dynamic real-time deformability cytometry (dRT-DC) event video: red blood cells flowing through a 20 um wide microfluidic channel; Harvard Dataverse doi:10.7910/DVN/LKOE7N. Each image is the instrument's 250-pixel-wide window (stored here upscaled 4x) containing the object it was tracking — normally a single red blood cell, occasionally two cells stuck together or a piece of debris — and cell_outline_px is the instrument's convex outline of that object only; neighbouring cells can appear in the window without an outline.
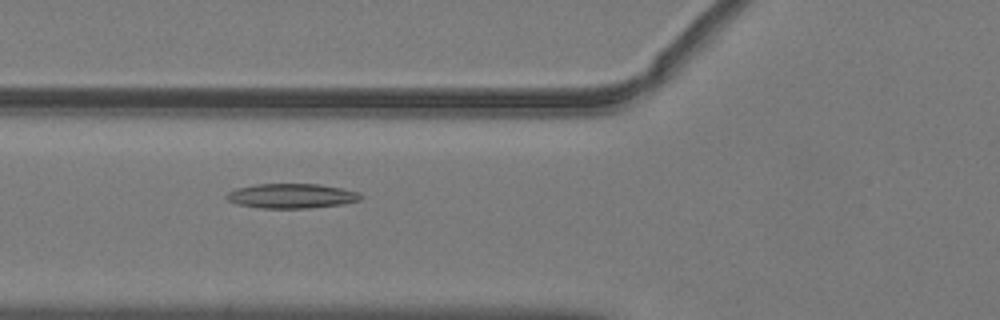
{"species": "common noctule bat (a hibernating species)", "species_latin": "Nyctalus noctula", "temperature_condition": "warm", "stored_images_in_passage": 23, "camera_frame_rate_fps": 3000, "um_per_image_px": 0.085, "animal": {"sex": "male", "body_mass_g": 19.2, "forearm_length_mm": 51.8}, "frame": {"image": 1, "passage_image": 5, "time_ms": 1.333, "image_size_px": [1000, 320], "cell_outline_px": [[364, 196], [360, 200], [344, 204], [308, 208], [260, 208], [236, 204], [228, 200], [224, 196], [228, 192], [236, 188], [256, 184], [320, 184], [344, 188], [360, 192]], "centroid_in_image_um": [24.81, 16.65], "position_along_channel_um": 101.0, "area_um2": 19.54}}
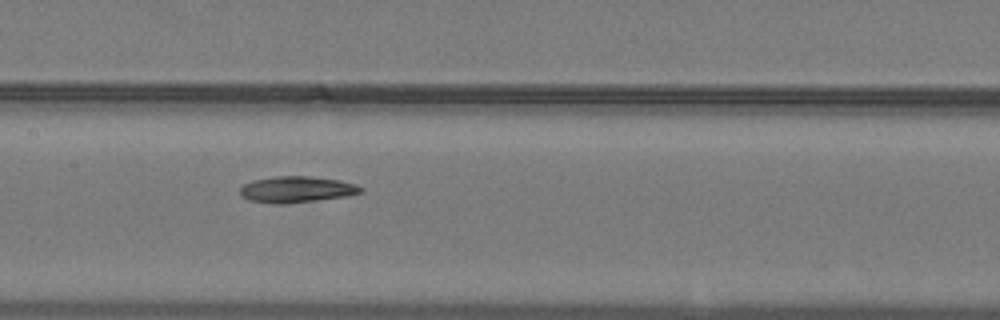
{"frame": {"image": 2, "passage_image": 11, "time_ms": 3.333, "image_size_px": [1000, 320], "cell_outline_px": [[364, 192], [348, 196], [284, 204], [276, 204], [248, 200], [240, 196], [240, 188], [244, 184], [252, 180], [276, 176], [312, 176], [340, 180], [356, 184], [364, 188]], "centroid_in_image_um": [25.23, 16.1], "position_along_channel_um": 182.2, "area_um2": 18.67}}
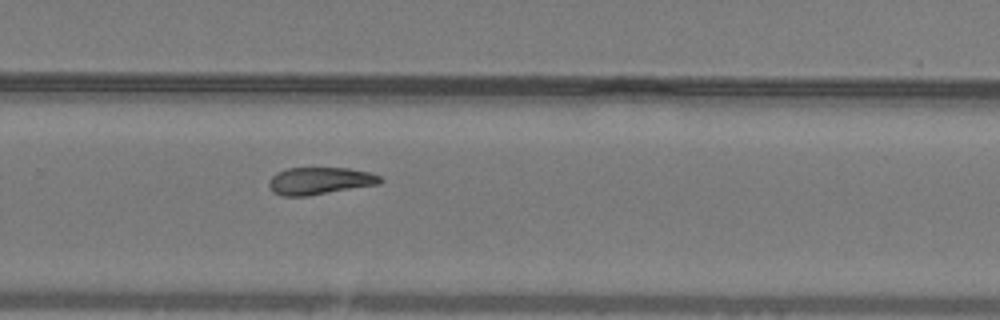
{"frame": {"image": 3, "passage_image": 20, "time_ms": 6.333, "image_size_px": [1000, 320], "cell_outline_px": [[384, 180], [380, 184], [308, 196], [280, 196], [272, 192], [268, 184], [268, 180], [276, 172], [288, 168], [348, 168], [368, 172], [380, 176]], "centroid_in_image_um": [27.16, 15.38], "position_along_channel_um": 302.6, "area_um2": 17.86}}